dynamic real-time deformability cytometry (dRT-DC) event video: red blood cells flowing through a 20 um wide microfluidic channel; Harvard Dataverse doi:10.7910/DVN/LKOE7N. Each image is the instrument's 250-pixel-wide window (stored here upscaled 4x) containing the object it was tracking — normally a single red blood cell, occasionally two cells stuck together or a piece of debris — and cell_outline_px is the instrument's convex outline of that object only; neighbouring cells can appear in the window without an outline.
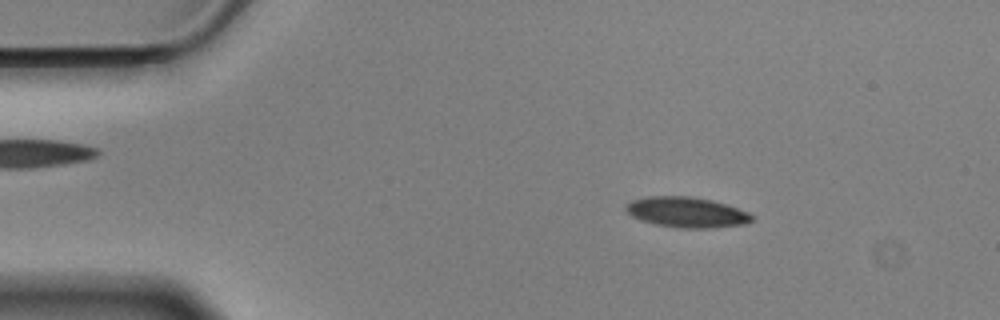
{"species": "Egyptian fruit bat (a non-hibernating species)", "species_latin": "Rousettus aegyptiacus", "temperature_condition": "cold", "stored_images_in_passage": 57, "camera_frame_rate_fps": 3000, "um_per_image_px": 0.085, "animal": {"sex": "male"}, "frame": {"image": 1, "passage_image": 9, "time_ms": 2.667, "image_size_px": [1000, 320], "cell_outline_px": [[752, 220], [748, 224], [712, 228], [676, 228], [656, 224], [640, 220], [632, 216], [624, 208], [632, 200], [648, 196], [688, 196], [712, 200], [748, 212], [752, 216]], "centroid_in_image_um": [58.36, 18.05], "position_along_channel_um": 26.6, "area_um2": 22.25}}
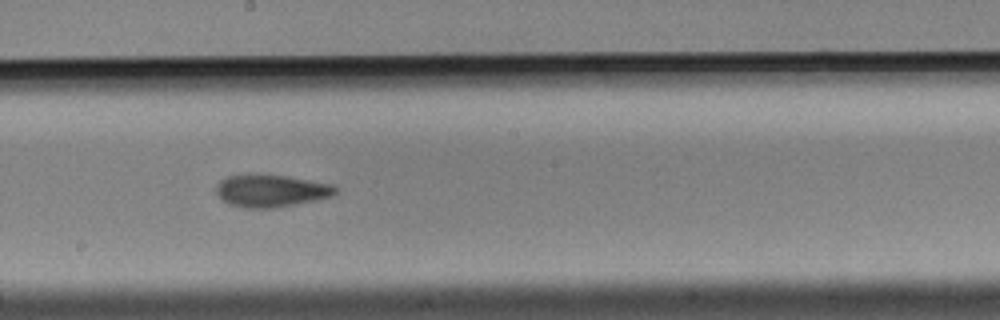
{"frame": {"image": 2, "passage_image": 31, "time_ms": 10.0, "image_size_px": [1000, 320], "cell_outline_px": [[336, 192], [332, 196], [316, 200], [272, 208], [244, 208], [228, 204], [220, 200], [216, 192], [216, 184], [220, 180], [228, 176], [288, 176], [332, 184], [336, 188]], "centroid_in_image_um": [23.01, 16.24], "position_along_channel_um": 225.2, "area_um2": 22.14}}
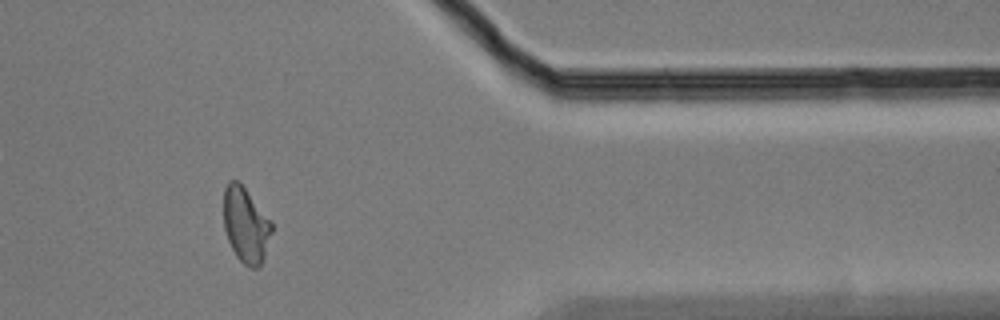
{"frame": {"image": 3, "passage_image": 47, "time_ms": 15.333, "image_size_px": [1000, 320], "cell_outline_px": [[272, 232], [260, 268], [252, 268], [244, 264], [236, 256], [228, 240], [224, 228], [224, 188], [228, 180], [236, 180], [244, 188], [272, 220]], "centroid_in_image_um": [20.9, 19.13], "position_along_channel_um": 390.5, "area_um2": 21.04}, "authors_computed_cell_mechanics": {"area_um2": 21.964, "velocity_mm_per_s": 3.5063, "shape_relaxation_time_tau1_ms": 6.2783, "shape_relaxation_time_tau2_ms": 3.4008, "deformation_change_tau1": 0.1562, "deformation_change_tau2": 0.1032}}